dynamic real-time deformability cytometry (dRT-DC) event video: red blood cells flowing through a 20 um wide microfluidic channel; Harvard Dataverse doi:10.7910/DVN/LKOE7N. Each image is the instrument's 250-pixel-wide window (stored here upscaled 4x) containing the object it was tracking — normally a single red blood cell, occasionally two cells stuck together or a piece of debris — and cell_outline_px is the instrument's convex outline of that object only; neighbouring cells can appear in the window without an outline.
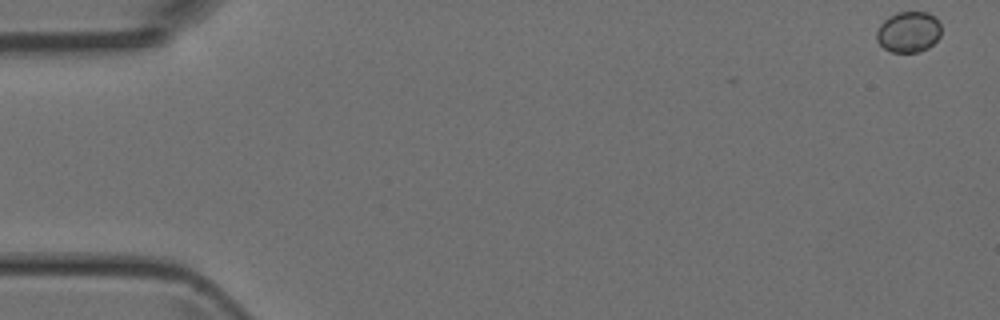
{"species": "Egyptian fruit bat (a non-hibernating species)", "species_latin": "Rousettus aegyptiacus", "temperature_condition": "room temperature", "stored_images_in_passage": 10, "camera_frame_rate_fps": 3000, "um_per_image_px": 0.085, "animal": {"sex": "female"}, "frame": {"image": 1, "passage_image": 1, "time_ms": 0.0, "image_size_px": [1000, 320], "cell_outline_px": [[940, 36], [928, 48], [920, 52], [892, 52], [884, 48], [876, 40], [876, 32], [880, 24], [888, 16], [896, 12], [928, 12], [940, 24]], "centroid_in_image_um": [77.2, 2.72], "position_along_channel_um": 7.8, "area_um2": 15.37}}